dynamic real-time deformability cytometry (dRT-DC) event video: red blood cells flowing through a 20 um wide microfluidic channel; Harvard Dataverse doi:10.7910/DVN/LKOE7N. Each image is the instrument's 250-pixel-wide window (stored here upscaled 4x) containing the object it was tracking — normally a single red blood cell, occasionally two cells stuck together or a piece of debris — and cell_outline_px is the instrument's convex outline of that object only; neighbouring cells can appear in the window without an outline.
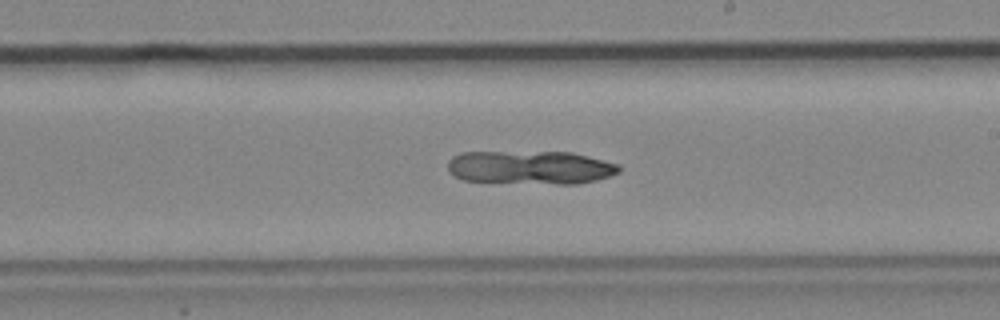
{"species": "common noctule bat (a hibernating species)", "species_latin": "Nyctalus noctula", "temperature_condition": "cold", "stored_images_in_passage": 79, "camera_frame_rate_fps": 3000, "um_per_image_px": 0.085, "animal": {"sex": "male", "body_mass_g": 19.2, "forearm_length_mm": 51.8}, "frame": {"image": 1, "passage_image": 51, "time_ms": 16.667, "image_size_px": [1000, 320], "cell_outline_px": [[620, 172], [596, 180], [580, 184], [556, 184], [464, 180], [448, 172], [448, 160], [452, 156], [460, 152], [572, 152], [620, 164]], "centroid_in_image_um": [45.1, 14.23], "position_along_channel_um": 243.9, "area_um2": 33.52}}
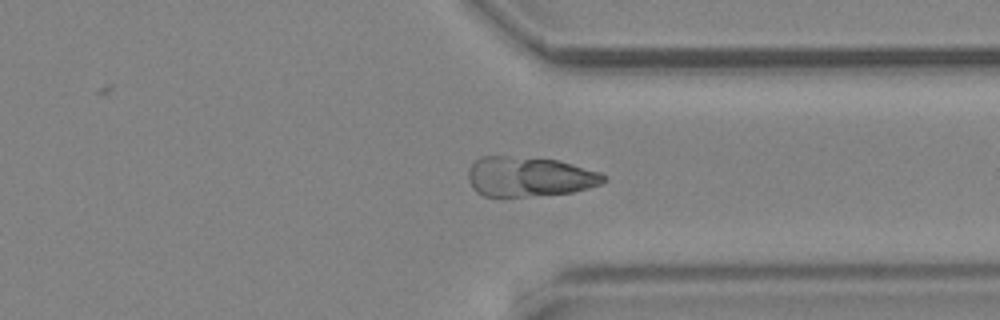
{"frame": {"image": 2, "passage_image": 63, "time_ms": 20.667, "image_size_px": [1000, 320], "cell_outline_px": [[608, 180], [600, 184], [588, 188], [572, 192], [524, 196], [484, 196], [476, 192], [472, 188], [468, 180], [468, 168], [480, 156], [508, 156], [560, 160], [600, 172]], "centroid_in_image_um": [44.97, 15.01], "position_along_channel_um": 366.4, "area_um2": 31.44}}
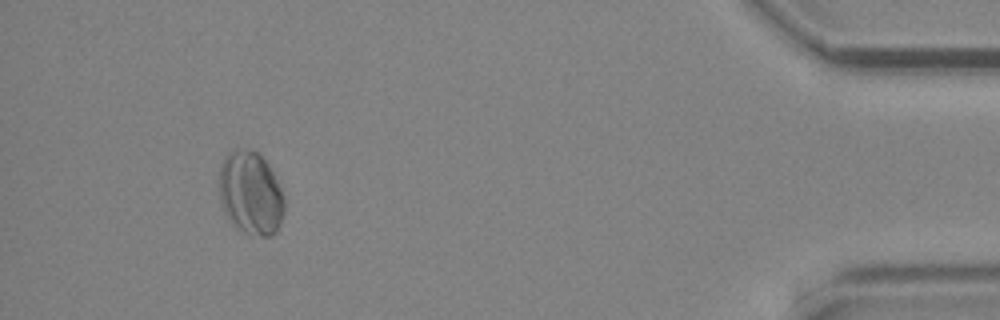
{"frame": {"image": 3, "passage_image": 74, "time_ms": 24.333, "image_size_px": [1000, 320], "cell_outline_px": [[284, 212], [280, 224], [276, 232], [272, 236], [260, 236], [248, 232], [240, 228], [228, 220], [224, 212], [220, 200], [220, 164], [224, 156], [228, 152], [236, 148], [248, 148], [256, 152], [268, 164], [280, 188], [284, 200]], "centroid_in_image_um": [21.29, 16.39], "position_along_channel_um": 413.9, "area_um2": 31.5}}